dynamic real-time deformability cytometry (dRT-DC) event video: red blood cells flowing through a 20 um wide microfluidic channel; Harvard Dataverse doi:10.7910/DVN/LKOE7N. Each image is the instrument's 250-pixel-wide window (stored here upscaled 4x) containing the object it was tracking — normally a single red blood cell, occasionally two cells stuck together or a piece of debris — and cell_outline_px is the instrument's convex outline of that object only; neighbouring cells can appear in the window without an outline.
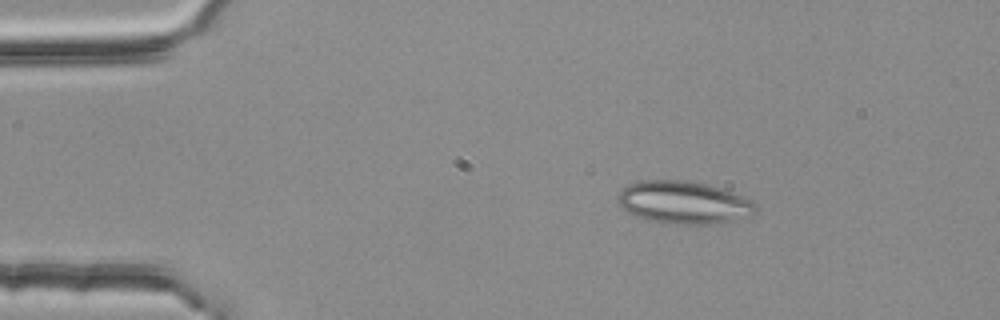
{"species": "common noctule bat (a hibernating species)", "species_latin": "Nyctalus noctula", "temperature_condition": "room temperature", "stored_images_in_passage": 4, "camera_frame_rate_fps": 3000, "um_per_image_px": 0.085, "animal": {"sex": "female", "body_mass_g": 25.1}, "frame": {"image": 1, "passage_image": 2, "time_ms": 0.333, "image_size_px": [1000, 320], "cell_outline_px": [[760, 208], [756, 212], [748, 216], [732, 220], [708, 224], [676, 224], [648, 220], [632, 216], [620, 204], [620, 192], [628, 184], [644, 180], [684, 180], [704, 184], [720, 188], [752, 200]], "centroid_in_image_um": [58.13, 17.21], "position_along_channel_um": 26.9, "area_um2": 33.87}}